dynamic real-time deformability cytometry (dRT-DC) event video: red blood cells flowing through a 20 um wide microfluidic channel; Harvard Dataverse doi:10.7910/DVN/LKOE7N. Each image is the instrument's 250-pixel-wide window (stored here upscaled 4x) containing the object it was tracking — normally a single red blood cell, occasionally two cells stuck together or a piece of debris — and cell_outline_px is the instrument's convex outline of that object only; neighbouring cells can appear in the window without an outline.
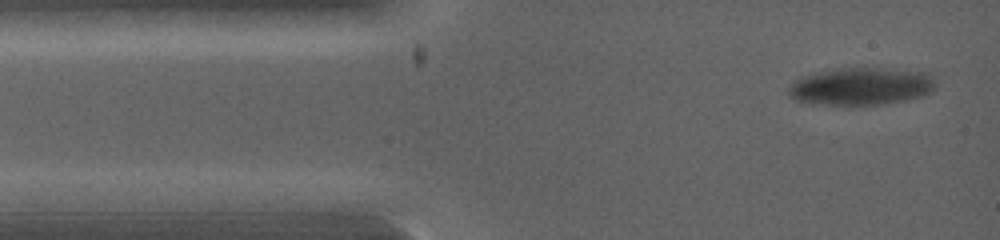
{"species": "common noctule bat (a hibernating species)", "species_latin": "Nyctalus noctula", "temperature_condition": "warm", "stored_images_in_passage": 8, "camera_frame_rate_fps": 5000, "um_per_image_px": 0.085, "animal": {"sex": "female", "body_mass_g": 19.0, "forearm_length_mm": 53.3}, "frame": {"image": 1, "passage_image": 1, "time_ms": 0.0, "image_size_px": [1000, 240], "cell_outline_px": [[936, 88], [932, 92], [924, 96], [904, 100], [876, 104], [828, 104], [796, 100], [788, 92], [788, 88], [796, 80], [804, 76], [816, 72], [840, 68], [876, 68], [928, 72], [936, 84]], "centroid_in_image_um": [73.26, 7.32], "position_along_channel_um": 11.7, "area_um2": 31.62}}